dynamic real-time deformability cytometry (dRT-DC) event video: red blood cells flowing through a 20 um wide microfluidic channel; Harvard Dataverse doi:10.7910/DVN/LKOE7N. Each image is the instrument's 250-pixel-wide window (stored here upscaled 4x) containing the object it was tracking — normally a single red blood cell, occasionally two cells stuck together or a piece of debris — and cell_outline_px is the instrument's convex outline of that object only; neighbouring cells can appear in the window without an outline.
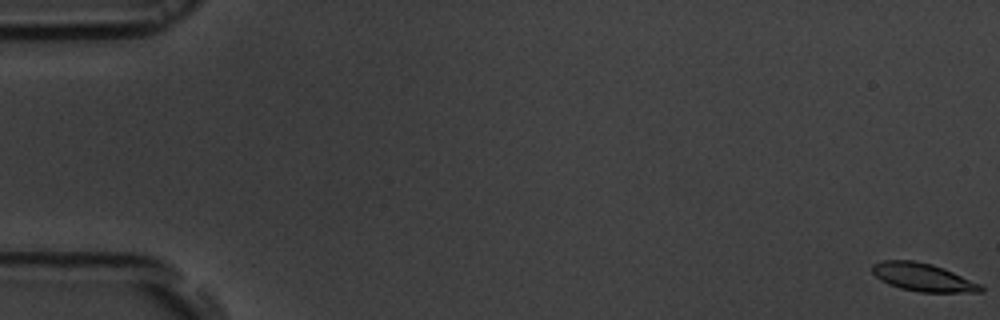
{"species": "common noctule bat (a hibernating species)", "species_latin": "Nyctalus noctula", "temperature_condition": "room temperature", "stored_images_in_passage": 57, "camera_frame_rate_fps": 3000, "um_per_image_px": 0.085, "animal": {"sex": "male", "body_mass_g": 19.5, "forearm_length_mm": 54.6}, "frame": {"image": 1, "passage_image": 1, "time_ms": 0.0, "image_size_px": [1000, 320], "cell_outline_px": [[984, 292], [920, 292], [900, 288], [888, 284], [880, 280], [872, 272], [872, 264], [880, 260], [916, 260], [932, 264], [944, 268], [980, 284], [984, 288]], "centroid_in_image_um": [78.42, 23.56], "position_along_channel_um": 6.6, "area_um2": 17.8}}
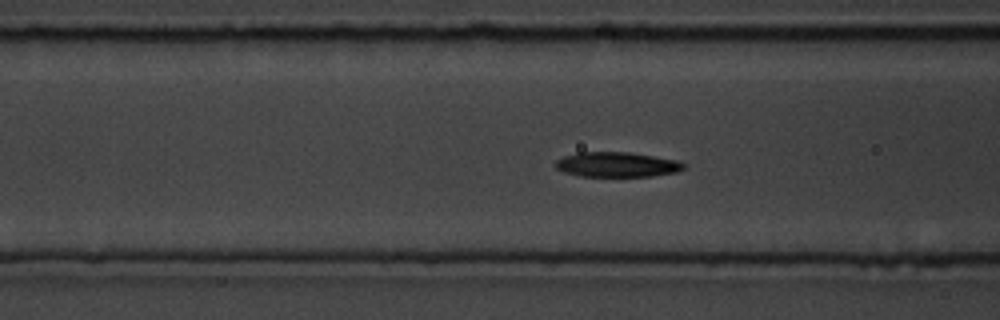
{"frame": {"image": 2, "passage_image": 23, "time_ms": 7.333, "image_size_px": [1000, 320], "cell_outline_px": [[688, 164], [684, 168], [676, 172], [652, 176], [580, 176], [564, 172], [556, 168], [556, 160], [564, 156], [576, 152], [628, 152], [680, 160]], "centroid_in_image_um": [52.48, 13.98], "position_along_channel_um": 114.1, "area_um2": 18.73}}
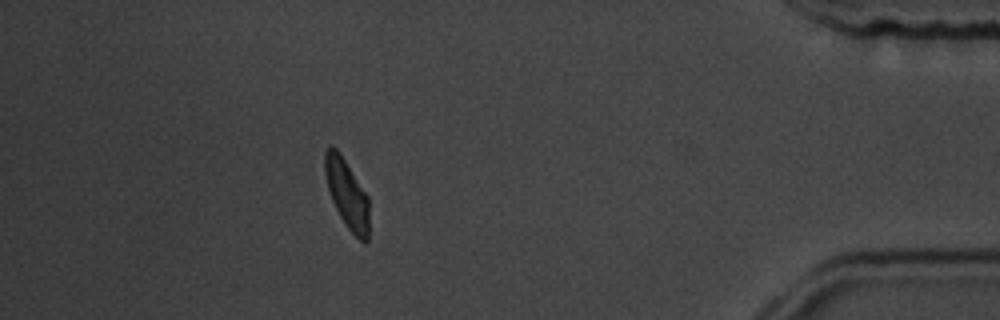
{"frame": {"image": 3, "passage_image": 51, "time_ms": 16.667, "image_size_px": [1000, 320], "cell_outline_px": [[368, 240], [364, 244], [344, 224], [332, 200], [328, 188], [324, 172], [324, 152], [328, 148], [336, 148], [340, 152], [368, 196]], "centroid_in_image_um": [29.48, 16.47], "position_along_channel_um": 405.7, "area_um2": 17.57}, "authors_computed_cell_mechanics": {"area_um2": 18.7272, "velocity_mm_per_s": 3.6489, "shape_relaxation_time_tau1_ms": 2.9398, "shape_relaxation_time_tau2_ms": 2.393, "deformation_change_tau1": 0.1556, "deformation_change_tau2": 0.0545}}